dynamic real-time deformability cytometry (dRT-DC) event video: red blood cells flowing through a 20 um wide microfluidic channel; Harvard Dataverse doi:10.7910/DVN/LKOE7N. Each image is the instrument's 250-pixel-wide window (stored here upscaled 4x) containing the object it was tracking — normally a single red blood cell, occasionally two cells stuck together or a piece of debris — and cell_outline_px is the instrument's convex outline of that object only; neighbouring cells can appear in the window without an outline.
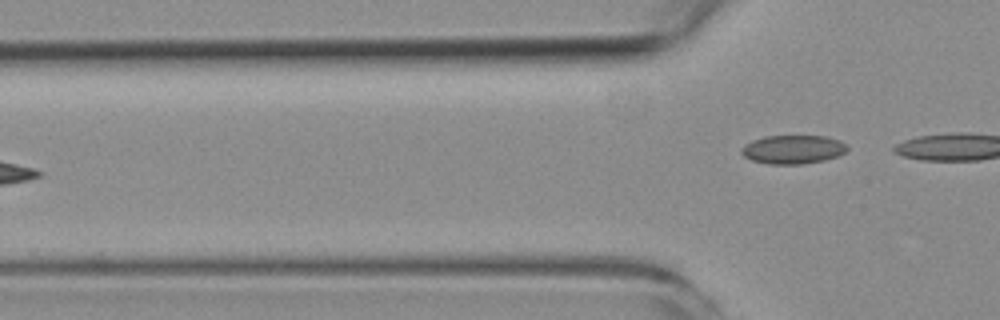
{"species": "common noctule bat (a hibernating species)", "species_latin": "Nyctalus noctula", "temperature_condition": "room temperature", "stored_images_in_passage": 7, "camera_frame_rate_fps": 3000, "um_per_image_px": 0.085, "animal": {"sex": "female", "body_mass_g": 19.3, "forearm_length_mm": 54.1}, "frame": {"image": 1, "passage_image": 7, "time_ms": 7.0, "image_size_px": [1000, 320], "cell_outline_px": [[848, 148], [844, 152], [836, 156], [824, 160], [800, 164], [768, 164], [752, 160], [744, 156], [740, 152], [740, 148], [744, 144], [752, 140], [764, 136], [824, 136], [840, 140]], "centroid_in_image_um": [67.35, 12.7], "position_along_channel_um": 58.5, "area_um2": 17.63}}